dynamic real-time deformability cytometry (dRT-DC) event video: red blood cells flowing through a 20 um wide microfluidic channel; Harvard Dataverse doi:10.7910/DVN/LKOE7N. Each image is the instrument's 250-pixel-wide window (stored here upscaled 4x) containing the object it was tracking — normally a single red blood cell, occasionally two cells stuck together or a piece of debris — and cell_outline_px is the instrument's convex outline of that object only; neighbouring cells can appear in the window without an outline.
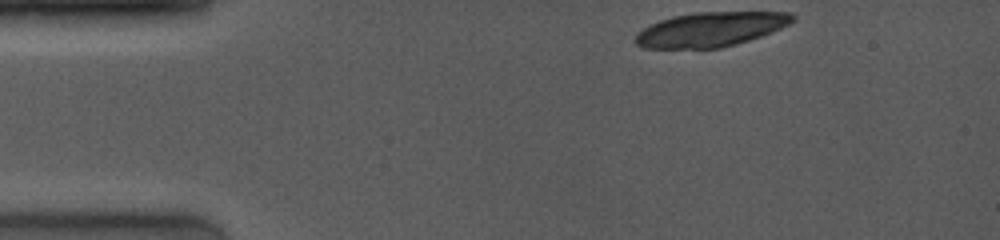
{"species": "common noctule bat (a hibernating species)", "species_latin": "Nyctalus noctula", "temperature_condition": "room temperature", "stored_images_in_passage": 3, "camera_frame_rate_fps": 4000, "um_per_image_px": 0.085, "animal": {"sex": "female", "body_mass_g": 19.0, "forearm_length_mm": 53.3}, "frame": {"image": 1, "passage_image": 1, "time_ms": 0.0, "image_size_px": [1000, 240], "cell_outline_px": [[796, 20], [780, 28], [760, 36], [736, 44], [720, 48], [644, 48], [636, 44], [636, 36], [648, 24], [672, 16], [696, 12], [792, 12], [796, 16]], "centroid_in_image_um": [60.42, 2.48], "position_along_channel_um": 24.6, "area_um2": 31.44}}